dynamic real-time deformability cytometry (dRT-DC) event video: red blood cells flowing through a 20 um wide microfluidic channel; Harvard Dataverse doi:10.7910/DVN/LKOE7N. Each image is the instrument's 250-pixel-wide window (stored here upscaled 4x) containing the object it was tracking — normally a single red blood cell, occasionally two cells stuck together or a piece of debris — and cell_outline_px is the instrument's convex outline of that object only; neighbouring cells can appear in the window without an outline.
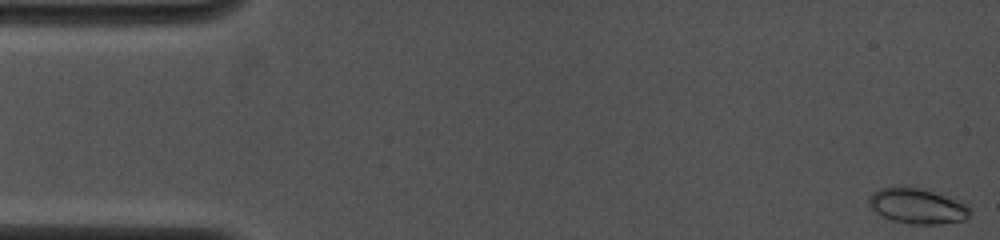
{"species": "common noctule bat (a hibernating species)", "species_latin": "Nyctalus noctula", "temperature_condition": "cold", "stored_images_in_passage": 26, "camera_frame_rate_fps": 4000, "um_per_image_px": 0.085, "animal": {"sex": "female", "body_mass_g": 19.0, "forearm_length_mm": 53.3}, "frame": {"image": 1, "passage_image": 1, "time_ms": 0.0, "image_size_px": [1000, 240], "cell_outline_px": [[972, 212], [964, 220], [940, 224], [912, 224], [892, 220], [876, 212], [868, 204], [868, 196], [872, 192], [880, 188], [904, 184], [928, 188], [956, 196]], "centroid_in_image_um": [78.0, 17.44], "position_along_channel_um": 7.0, "area_um2": 21.85}}
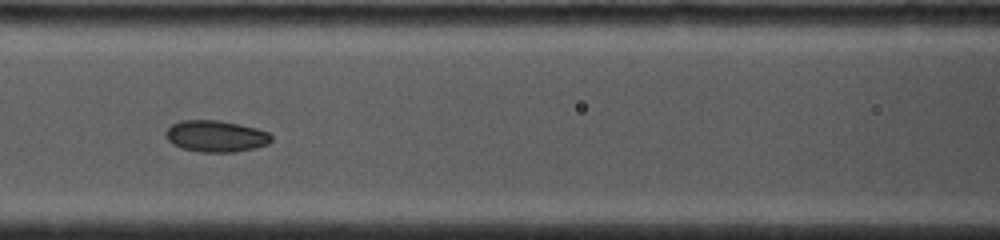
{"frame": {"image": 2, "passage_image": 25, "time_ms": 6.75, "image_size_px": [1000, 240], "cell_outline_px": [[272, 140], [268, 144], [256, 148], [236, 152], [200, 152], [184, 148], [172, 144], [168, 140], [164, 132], [172, 124], [180, 120], [216, 120], [240, 124], [256, 128], [268, 132], [272, 136]], "centroid_in_image_um": [18.36, 11.57], "position_along_channel_um": 148.2, "area_um2": 19.48}}
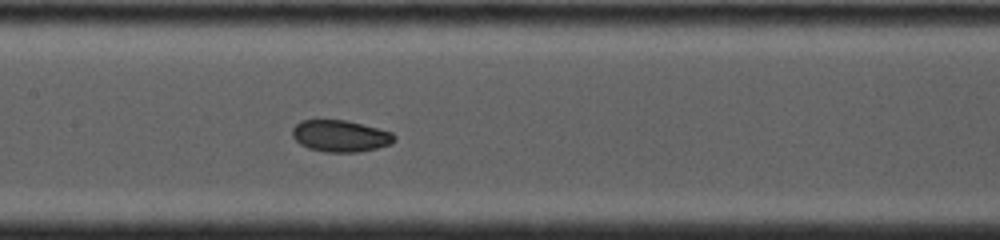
{"frame": {"image": 3, "passage_image": 26, "time_ms": 7.5, "image_size_px": [1000, 240], "cell_outline_px": [[396, 140], [392, 144], [360, 152], [324, 152], [308, 148], [300, 144], [292, 136], [292, 128], [300, 120], [344, 120], [392, 132], [396, 136]], "centroid_in_image_um": [28.93, 11.57], "position_along_channel_um": 178.5, "area_um2": 18.84}}